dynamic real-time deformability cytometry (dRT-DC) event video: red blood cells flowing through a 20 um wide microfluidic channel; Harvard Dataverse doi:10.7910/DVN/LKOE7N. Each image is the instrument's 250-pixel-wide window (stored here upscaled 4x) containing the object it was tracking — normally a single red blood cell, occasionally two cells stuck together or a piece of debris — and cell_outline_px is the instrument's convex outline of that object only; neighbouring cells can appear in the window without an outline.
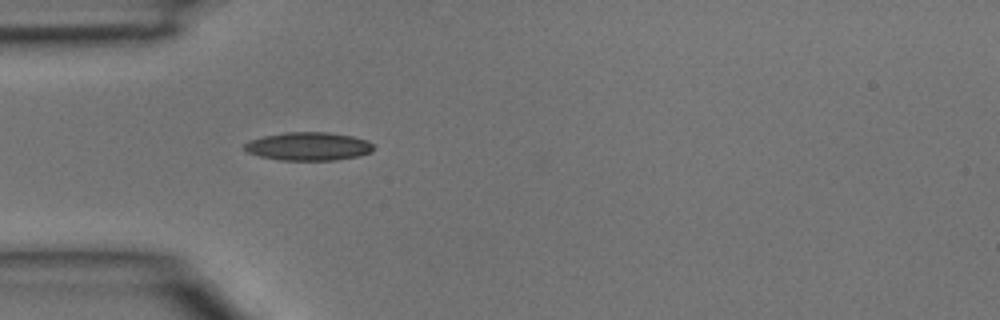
{"species": "common noctule bat (a hibernating species)", "species_latin": "Nyctalus noctula", "temperature_condition": "room temperature", "stored_images_in_passage": 1, "camera_frame_rate_fps": 3000, "um_per_image_px": 0.085, "animal": {"sex": "male", "body_mass_g": 15.6}, "frame": {"image": 1, "passage_image": 1, "time_ms": 0.0, "image_size_px": [1000, 320], "cell_outline_px": [[376, 148], [372, 152], [356, 156], [336, 160], [280, 160], [260, 156], [248, 152], [244, 148], [244, 144], [248, 140], [264, 136], [284, 132], [328, 132], [352, 136], [368, 140], [376, 144]], "centroid_in_image_um": [26.26, 12.43], "position_along_channel_um": 58.7, "area_um2": 21.44}}